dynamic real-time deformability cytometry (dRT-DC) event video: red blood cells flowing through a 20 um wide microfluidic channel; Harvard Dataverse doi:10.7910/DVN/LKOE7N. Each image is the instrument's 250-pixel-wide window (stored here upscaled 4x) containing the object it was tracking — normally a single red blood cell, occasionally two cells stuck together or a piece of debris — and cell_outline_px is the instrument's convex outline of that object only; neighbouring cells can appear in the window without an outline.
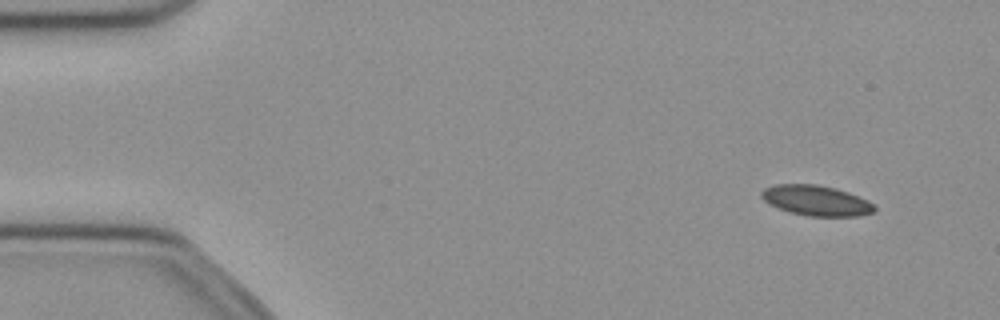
{"species": "common noctule bat (a hibernating species)", "species_latin": "Nyctalus noctula", "temperature_condition": "cold", "stored_images_in_passage": 52, "camera_frame_rate_fps": 3000, "um_per_image_px": 0.085, "animal": {"sex": "female", "body_mass_g": 21.9}, "frame": {"image": 1, "passage_image": 5, "time_ms": 1.333, "image_size_px": [1000, 320], "cell_outline_px": [[876, 212], [860, 216], [808, 216], [792, 212], [768, 204], [760, 196], [760, 192], [764, 188], [776, 184], [816, 184], [836, 188], [848, 192], [868, 200], [876, 204]], "centroid_in_image_um": [69.42, 17.04], "position_along_channel_um": 15.6, "area_um2": 20.11}}
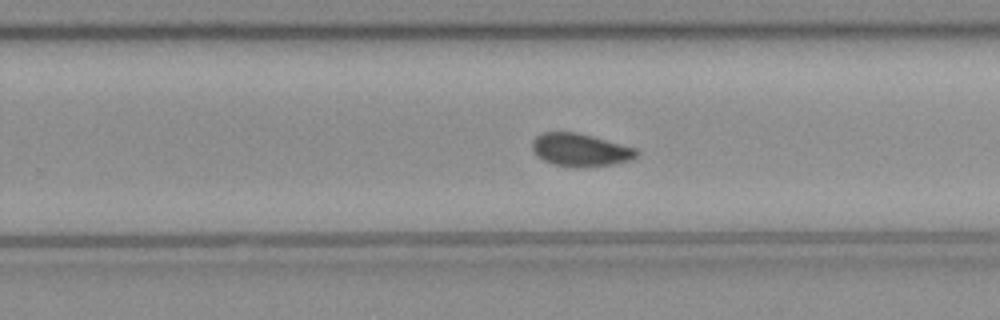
{"frame": {"image": 2, "passage_image": 33, "time_ms": 10.667, "image_size_px": [1000, 320], "cell_outline_px": [[640, 152], [632, 160], [612, 164], [552, 164], [536, 156], [532, 148], [532, 140], [536, 136], [544, 132], [576, 132], [592, 136], [636, 148]], "centroid_in_image_um": [49.32, 12.69], "position_along_channel_um": 280.5, "area_um2": 19.19}}
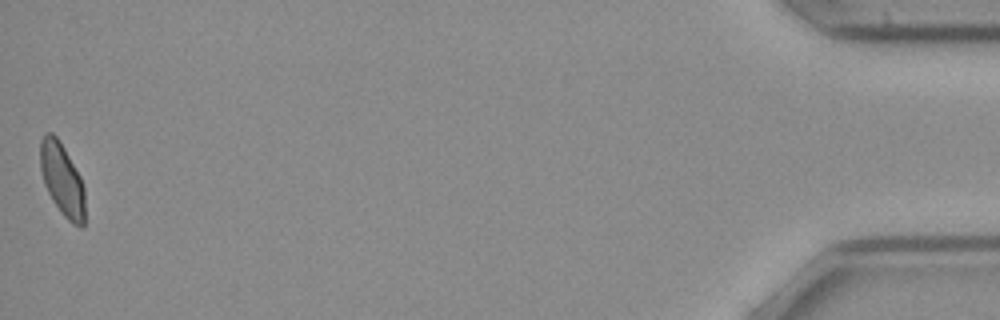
{"frame": {"image": 3, "passage_image": 52, "time_ms": 17.0, "image_size_px": [1000, 320], "cell_outline_px": [[84, 228], [80, 228], [72, 224], [60, 212], [52, 200], [44, 184], [40, 168], [40, 140], [44, 132], [52, 132], [56, 136], [64, 148], [80, 176], [84, 188]], "centroid_in_image_um": [5.27, 15.27], "position_along_channel_um": 429.9, "area_um2": 19.02}, "authors_computed_cell_mechanics": {"area_um2": 19.8832, "velocity_mm_per_s": 3.9693, "shape_relaxation_time_tau1_ms": null, "shape_relaxation_time_tau2_ms": 1.6554, "deformation_change_tau1": null, "deformation_change_tau2": 0.0502}}